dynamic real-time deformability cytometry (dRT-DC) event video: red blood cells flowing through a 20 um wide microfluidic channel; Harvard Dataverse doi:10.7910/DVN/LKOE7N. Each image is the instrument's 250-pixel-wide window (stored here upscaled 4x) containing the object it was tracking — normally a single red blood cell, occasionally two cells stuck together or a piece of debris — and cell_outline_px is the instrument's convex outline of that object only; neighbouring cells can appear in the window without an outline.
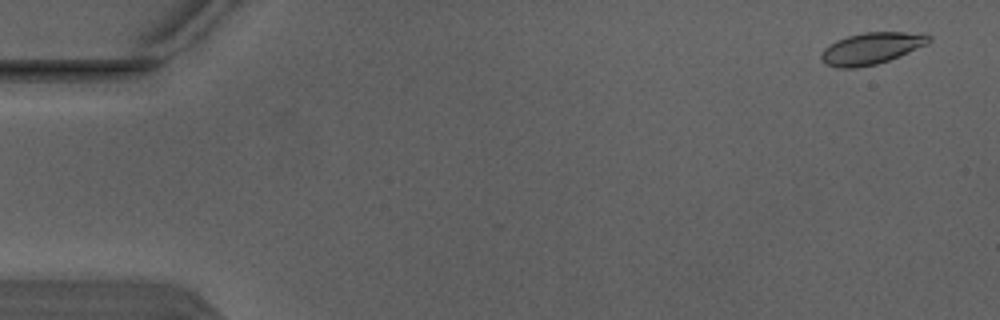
{"species": "Egyptian fruit bat (a non-hibernating species)", "species_latin": "Rousettus aegyptiacus", "temperature_condition": "warm", "stored_images_in_passage": 4, "camera_frame_rate_fps": 3000, "um_per_image_px": 0.085, "animal": {"sex": "male"}, "frame": {"image": 1, "passage_image": 1, "time_ms": 0.0, "image_size_px": [1000, 320], "cell_outline_px": [[932, 40], [928, 44], [888, 60], [876, 64], [856, 68], [836, 68], [824, 64], [820, 60], [820, 52], [824, 48], [836, 40], [848, 36], [864, 32], [924, 32], [932, 36]], "centroid_in_image_um": [74.06, 4.1], "position_along_channel_um": 10.9, "area_um2": 20.17}}
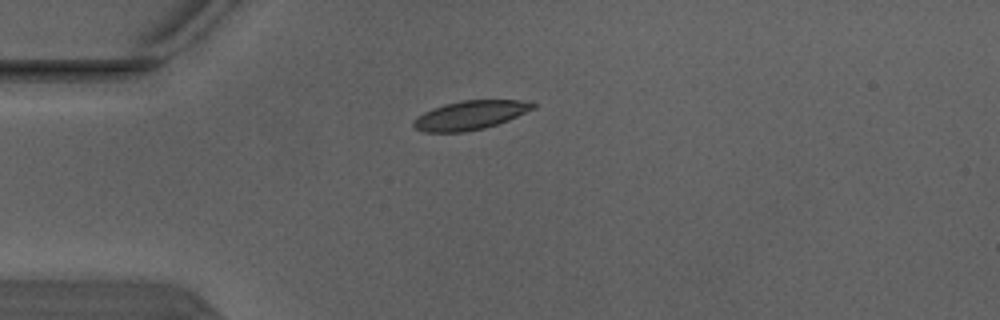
{"frame": {"image": 2, "passage_image": 4, "time_ms": 1.0, "image_size_px": [1000, 320], "cell_outline_px": [[536, 108], [508, 120], [484, 128], [464, 132], [424, 132], [416, 128], [412, 124], [412, 120], [416, 116], [432, 108], [444, 104], [464, 100], [520, 100], [536, 104]], "centroid_in_image_um": [39.94, 9.79], "position_along_channel_um": 45.1, "area_um2": 20.11}}